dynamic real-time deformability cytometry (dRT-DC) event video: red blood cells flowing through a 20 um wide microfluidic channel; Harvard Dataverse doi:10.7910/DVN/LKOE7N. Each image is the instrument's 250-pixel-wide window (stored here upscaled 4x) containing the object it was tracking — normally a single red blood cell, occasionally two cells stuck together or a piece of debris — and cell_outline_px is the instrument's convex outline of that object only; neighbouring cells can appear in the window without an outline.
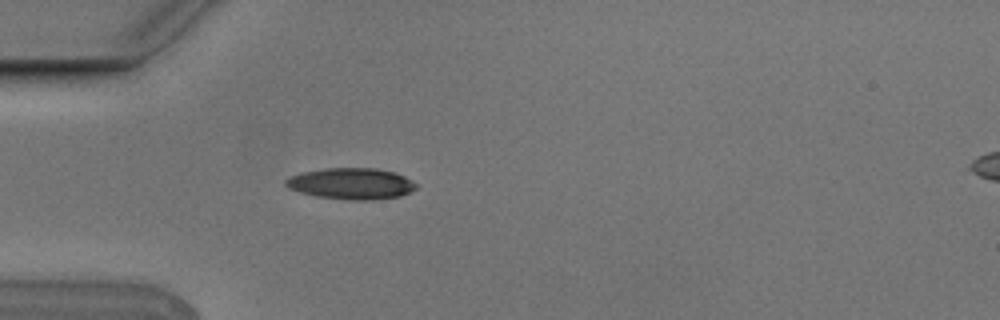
{"species": "Egyptian fruit bat (a non-hibernating species)", "species_latin": "Rousettus aegyptiacus", "temperature_condition": "cold", "stored_images_in_passage": 4, "camera_frame_rate_fps": 3000, "um_per_image_px": 0.085, "animal": {"sex": "male"}, "frame": {"image": 1, "passage_image": 4, "time_ms": 1.0, "image_size_px": [1000, 320], "cell_outline_px": [[416, 188], [400, 196], [372, 200], [352, 200], [316, 196], [300, 192], [288, 188], [284, 184], [284, 180], [288, 176], [300, 172], [324, 168], [376, 168], [392, 172], [404, 176], [412, 180], [416, 184]], "centroid_in_image_um": [29.8, 15.6], "position_along_channel_um": 55.2, "area_um2": 23.81}}